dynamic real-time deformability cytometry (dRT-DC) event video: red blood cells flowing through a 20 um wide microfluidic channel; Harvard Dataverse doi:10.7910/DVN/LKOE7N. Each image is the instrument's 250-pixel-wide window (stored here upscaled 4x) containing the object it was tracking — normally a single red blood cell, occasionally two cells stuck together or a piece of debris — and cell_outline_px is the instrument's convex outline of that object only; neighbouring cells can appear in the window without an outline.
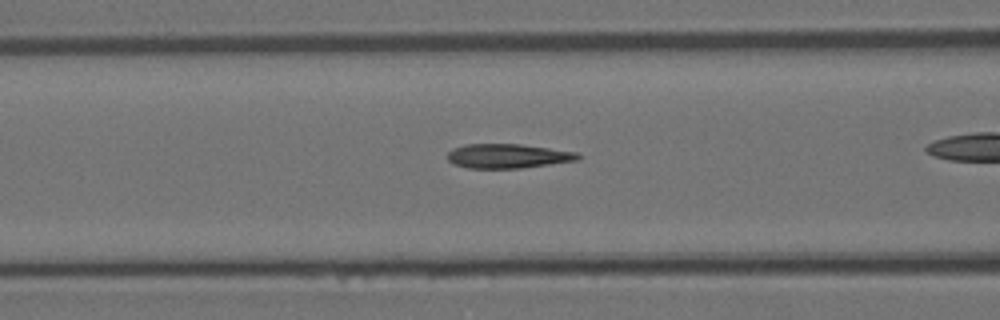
{"species": "Egyptian fruit bat (a non-hibernating species)", "species_latin": "Rousettus aegyptiacus", "temperature_condition": "room temperature", "stored_images_in_passage": 40, "camera_frame_rate_fps": 3000, "um_per_image_px": 0.085, "animal": {"sex": "female"}, "frame": {"image": 1, "passage_image": 19, "time_ms": 6.0, "image_size_px": [1000, 320], "cell_outline_px": [[580, 160], [520, 168], [468, 168], [452, 164], [448, 160], [448, 152], [452, 148], [464, 144], [520, 144], [576, 152], [580, 156]], "centroid_in_image_um": [43.12, 13.26], "position_along_channel_um": 123.5, "area_um2": 18.5}}
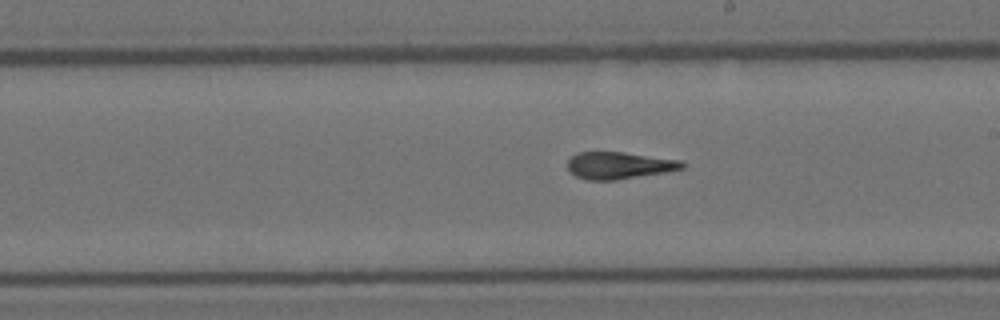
{"frame": {"image": 2, "passage_image": 28, "time_ms": 9.0, "image_size_px": [1000, 320], "cell_outline_px": [[684, 168], [664, 172], [616, 180], [584, 180], [576, 176], [568, 168], [568, 160], [576, 152], [624, 152], [680, 160], [684, 164]], "centroid_in_image_um": [52.59, 14.06], "position_along_channel_um": 236.4, "area_um2": 17.92}}
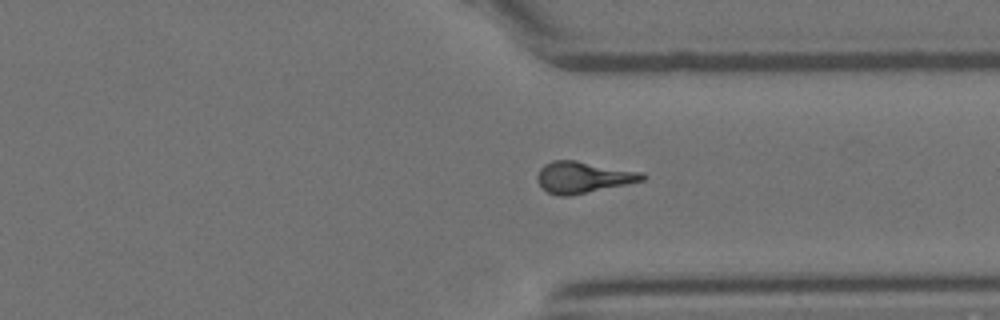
{"frame": {"image": 3, "passage_image": 38, "time_ms": 12.333, "image_size_px": [1000, 320], "cell_outline_px": [[648, 176], [644, 180], [568, 196], [556, 196], [540, 188], [536, 180], [536, 176], [540, 168], [544, 164], [552, 160], [576, 160], [644, 172]], "centroid_in_image_um": [49.53, 15.05], "position_along_channel_um": 361.9, "area_um2": 19.42}}